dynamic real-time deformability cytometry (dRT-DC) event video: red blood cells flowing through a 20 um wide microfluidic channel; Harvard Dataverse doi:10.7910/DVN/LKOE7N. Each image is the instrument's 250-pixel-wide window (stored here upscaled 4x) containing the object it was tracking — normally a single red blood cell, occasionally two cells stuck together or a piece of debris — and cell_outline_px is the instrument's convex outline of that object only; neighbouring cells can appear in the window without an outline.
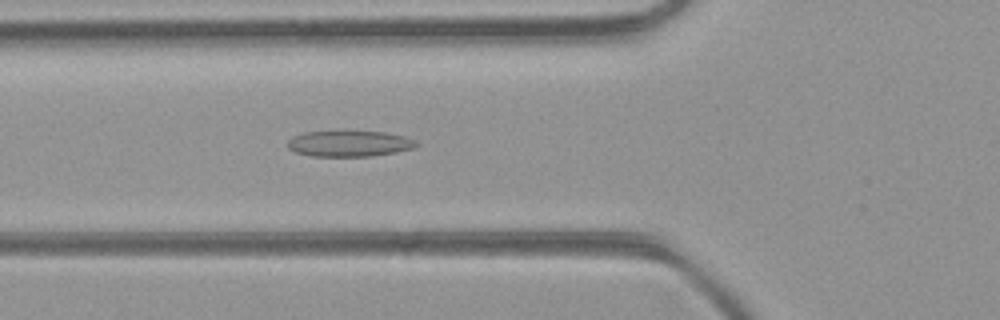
{"species": "common noctule bat (a hibernating species)", "species_latin": "Nyctalus noctula", "temperature_condition": "room temperature", "stored_images_in_passage": 45, "camera_frame_rate_fps": 3000, "um_per_image_px": 0.085, "animal": {"sex": "female", "body_mass_g": 21.9}, "frame": {"image": 1, "passage_image": 16, "time_ms": 5.0, "image_size_px": [1000, 320], "cell_outline_px": [[420, 144], [416, 148], [396, 152], [372, 156], [312, 156], [296, 152], [288, 148], [288, 140], [292, 136], [304, 132], [384, 132], [404, 136], [416, 140]], "centroid_in_image_um": [29.73, 12.21], "position_along_channel_um": 96.1, "area_um2": 19.36}}
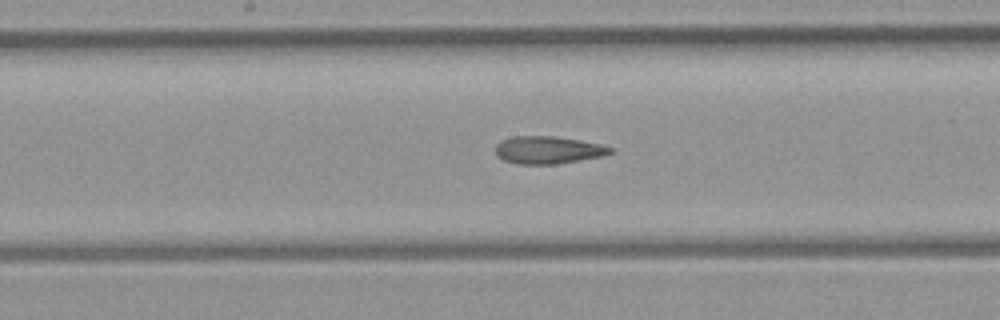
{"frame": {"image": 2, "passage_image": 23, "time_ms": 7.333, "image_size_px": [1000, 320], "cell_outline_px": [[612, 152], [604, 156], [556, 164], [516, 164], [504, 160], [496, 156], [496, 144], [500, 140], [512, 136], [556, 136], [580, 140], [600, 144], [612, 148]], "centroid_in_image_um": [46.55, 12.74], "position_along_channel_um": 201.6, "area_um2": 18.55}}
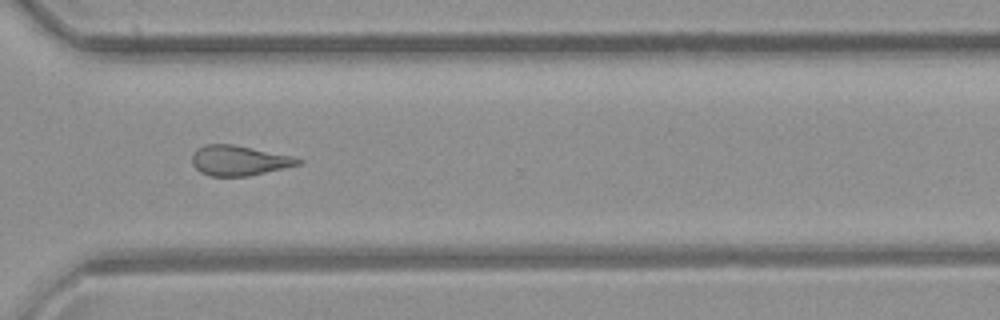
{"frame": {"image": 3, "passage_image": 33, "time_ms": 10.667, "image_size_px": [1000, 320], "cell_outline_px": [[304, 160], [300, 164], [248, 176], [208, 176], [200, 172], [192, 164], [192, 156], [196, 148], [204, 144], [232, 144], [296, 156]], "centroid_in_image_um": [20.32, 13.63], "position_along_channel_um": 350.3, "area_um2": 18.73}, "authors_computed_cell_mechanics": {"area_um2": 19.4208, "velocity_mm_per_s": 4.4891, "shape_relaxation_time_tau1_ms": null, "shape_relaxation_time_tau2_ms": 6.2479, "deformation_change_tau1": null, "deformation_change_tau2": 0.1897}}